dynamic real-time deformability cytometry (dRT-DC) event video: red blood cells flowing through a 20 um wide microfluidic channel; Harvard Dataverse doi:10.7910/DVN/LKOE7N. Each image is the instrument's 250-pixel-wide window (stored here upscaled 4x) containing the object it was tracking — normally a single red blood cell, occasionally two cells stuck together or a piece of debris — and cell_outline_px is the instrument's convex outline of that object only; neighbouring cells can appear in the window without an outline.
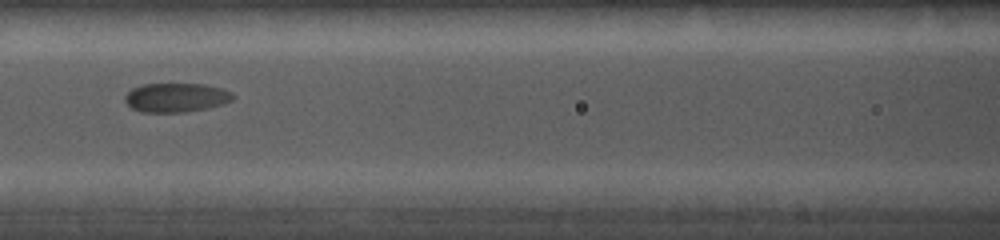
{"species": "common noctule bat (a hibernating species)", "species_latin": "Nyctalus noctula", "temperature_condition": "cold", "stored_images_in_passage": 21, "camera_frame_rate_fps": 5000, "um_per_image_px": 0.085, "animal": {"sex": "female", "body_mass_g": 19.0, "forearm_length_mm": 56.7}, "frame": {"image": 1, "passage_image": 9, "time_ms": 5.2, "image_size_px": [1000, 240], "cell_outline_px": [[236, 96], [232, 100], [208, 108], [184, 112], [140, 112], [132, 108], [124, 100], [124, 96], [132, 88], [144, 84], [204, 84], [224, 88], [232, 92]], "centroid_in_image_um": [14.98, 8.28], "position_along_channel_um": 151.6, "area_um2": 18.38}}
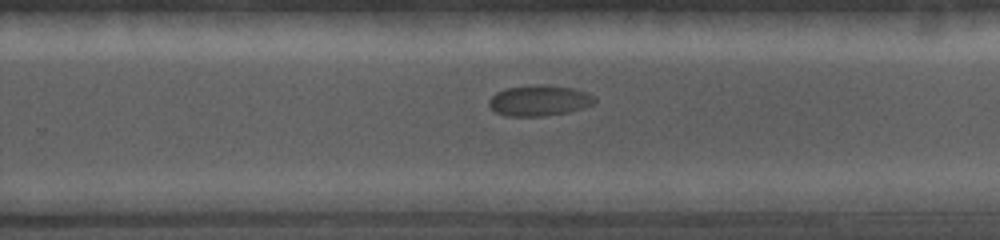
{"frame": {"image": 2, "passage_image": 14, "time_ms": 8.4, "image_size_px": [1000, 240], "cell_outline_px": [[596, 100], [592, 104], [568, 112], [544, 116], [508, 116], [496, 112], [488, 104], [488, 100], [496, 92], [504, 88], [536, 84], [544, 84], [572, 88], [596, 96]], "centroid_in_image_um": [45.8, 8.53], "position_along_channel_um": 284.0, "area_um2": 18.9}}
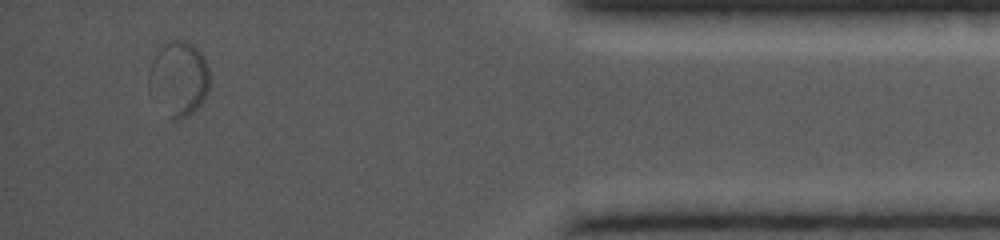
{"frame": {"image": 3, "passage_image": 20, "time_ms": 12.6, "image_size_px": [1000, 240], "cell_outline_px": [[208, 92], [200, 104], [188, 116], [180, 120], [172, 120], [148, 92], [148, 72], [152, 60], [156, 52], [164, 44], [176, 40], [184, 40], [192, 44], [204, 56], [208, 64]], "centroid_in_image_um": [15.16, 6.69], "position_along_channel_um": 420.0, "area_um2": 26.59}}